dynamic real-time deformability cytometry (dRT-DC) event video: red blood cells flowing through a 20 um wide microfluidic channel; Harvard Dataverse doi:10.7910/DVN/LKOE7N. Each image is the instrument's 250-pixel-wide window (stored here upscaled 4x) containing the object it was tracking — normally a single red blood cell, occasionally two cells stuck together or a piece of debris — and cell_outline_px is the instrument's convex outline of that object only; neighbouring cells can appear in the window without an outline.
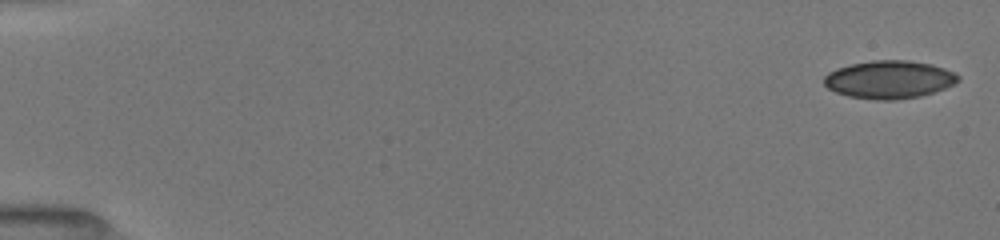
{"species": "common noctule bat (a hibernating species)", "species_latin": "Nyctalus noctula", "temperature_condition": "room temperature", "stored_images_in_passage": 10, "camera_frame_rate_fps": 3000, "um_per_image_px": 0.085, "animal": {"sex": "female", "body_mass_g": 19.5, "forearm_length_mm": 54.1}, "frame": {"image": 1, "passage_image": 1, "time_ms": 0.0, "image_size_px": [1000, 240], "cell_outline_px": [[960, 80], [944, 88], [920, 96], [896, 100], [876, 100], [848, 96], [836, 92], [828, 88], [824, 84], [824, 76], [828, 72], [852, 64], [872, 60], [908, 60], [932, 64], [944, 68], [960, 76]], "centroid_in_image_um": [75.58, 6.76], "position_along_channel_um": 9.4, "area_um2": 29.48}}
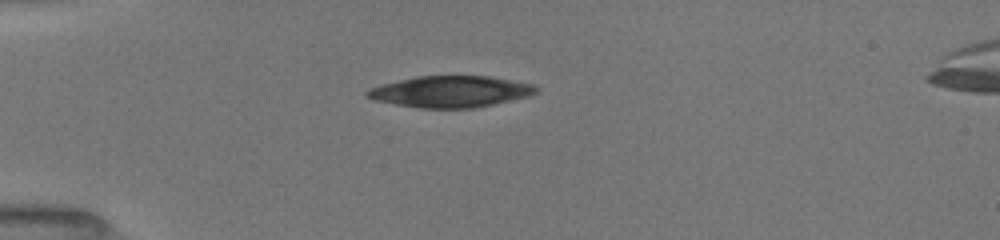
{"frame": {"image": 2, "passage_image": 7, "time_ms": 4.333, "image_size_px": [1000, 240], "cell_outline_px": [[540, 88], [536, 92], [528, 96], [492, 104], [472, 108], [420, 108], [372, 100], [364, 96], [364, 92], [368, 88], [380, 84], [416, 76], [488, 76], [532, 84]], "centroid_in_image_um": [38.21, 7.78], "position_along_channel_um": 46.8, "area_um2": 30.87}}